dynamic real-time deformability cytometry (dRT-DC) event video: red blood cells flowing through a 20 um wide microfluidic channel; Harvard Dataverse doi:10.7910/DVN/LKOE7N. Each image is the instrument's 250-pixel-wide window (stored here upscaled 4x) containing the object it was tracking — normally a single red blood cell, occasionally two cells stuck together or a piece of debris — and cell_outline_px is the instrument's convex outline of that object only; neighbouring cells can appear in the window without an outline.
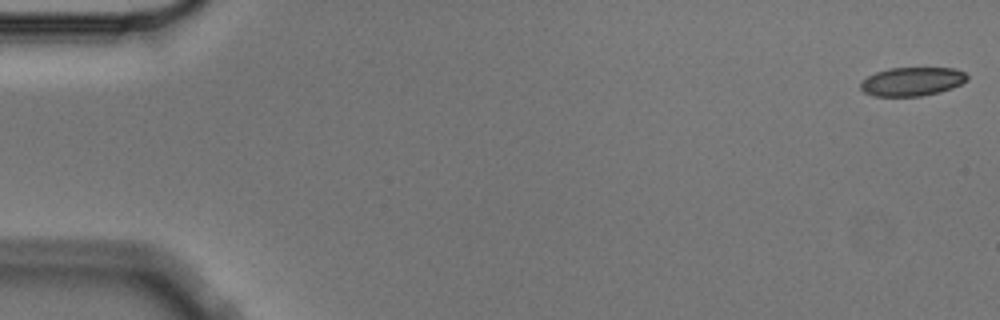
{"species": "Egyptian fruit bat (a non-hibernating species)", "species_latin": "Rousettus aegyptiacus", "temperature_condition": "cold", "stored_images_in_passage": 5, "camera_frame_rate_fps": 3000, "um_per_image_px": 0.085, "animal": {"sex": "male"}, "frame": {"image": 1, "passage_image": 1, "time_ms": 0.0, "image_size_px": [1000, 320], "cell_outline_px": [[968, 80], [952, 88], [940, 92], [920, 96], [872, 96], [864, 92], [860, 88], [860, 84], [868, 76], [876, 72], [888, 68], [956, 68], [964, 72], [968, 76]], "centroid_in_image_um": [77.54, 6.93], "position_along_channel_um": 7.5, "area_um2": 17.86}}
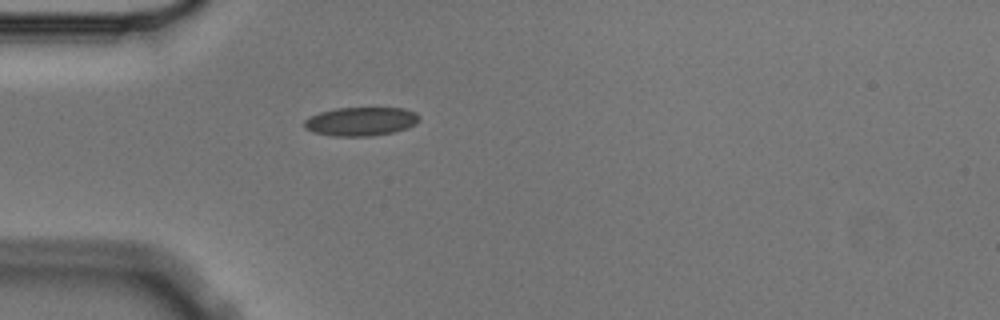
{"frame": {"image": 2, "passage_image": 5, "time_ms": 1.333, "image_size_px": [1000, 320], "cell_outline_px": [[420, 120], [416, 124], [408, 128], [392, 132], [372, 136], [332, 136], [312, 132], [304, 128], [304, 120], [320, 112], [336, 108], [404, 108], [416, 112], [420, 116]], "centroid_in_image_um": [30.7, 10.32], "position_along_channel_um": 54.3, "area_um2": 19.36}}